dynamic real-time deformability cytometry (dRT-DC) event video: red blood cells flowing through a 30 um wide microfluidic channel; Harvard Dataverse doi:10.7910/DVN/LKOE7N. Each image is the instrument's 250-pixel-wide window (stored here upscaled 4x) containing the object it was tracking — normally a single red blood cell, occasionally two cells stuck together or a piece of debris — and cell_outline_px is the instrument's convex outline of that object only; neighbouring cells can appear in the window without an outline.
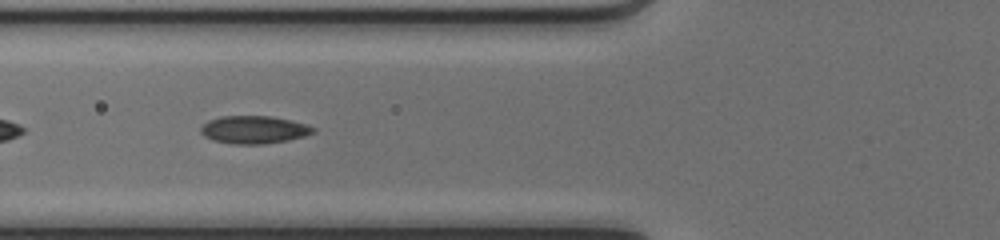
{"species": "common noctule bat (a hibernating species)", "species_latin": "Nyctalus noctula", "temperature_condition": "cold", "stored_images_in_passage": 29, "segment_of_instrument_passage": [2, 2], "camera_frame_rate_fps": 3000, "um_per_image_px": 0.085, "animal": {"sex": "female", "body_mass_g": 17.0, "forearm_length_mm": 48.0}, "frame": {"image": 1, "passage_image": 19, "time_ms": 6.0, "image_size_px": [1000, 240], "cell_outline_px": [[316, 132], [304, 136], [288, 140], [264, 144], [232, 144], [212, 140], [204, 136], [200, 132], [200, 128], [208, 120], [220, 116], [272, 116], [292, 120], [308, 124], [316, 128]], "centroid_in_image_um": [21.6, 11.02], "position_along_channel_um": 104.2, "area_um2": 18.44}}
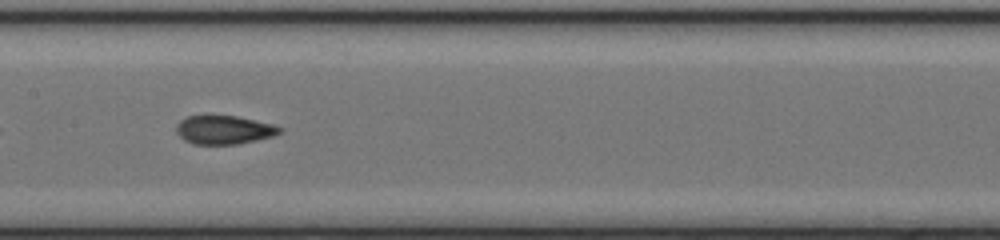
{"frame": {"image": 2, "passage_image": 25, "time_ms": 8.0, "image_size_px": [1000, 240], "cell_outline_px": [[284, 132], [272, 136], [256, 140], [236, 144], [196, 144], [184, 140], [176, 132], [176, 124], [180, 120], [188, 116], [236, 116], [272, 124], [284, 128]], "centroid_in_image_um": [19.06, 11.04], "position_along_channel_um": 188.3, "area_um2": 17.17}}